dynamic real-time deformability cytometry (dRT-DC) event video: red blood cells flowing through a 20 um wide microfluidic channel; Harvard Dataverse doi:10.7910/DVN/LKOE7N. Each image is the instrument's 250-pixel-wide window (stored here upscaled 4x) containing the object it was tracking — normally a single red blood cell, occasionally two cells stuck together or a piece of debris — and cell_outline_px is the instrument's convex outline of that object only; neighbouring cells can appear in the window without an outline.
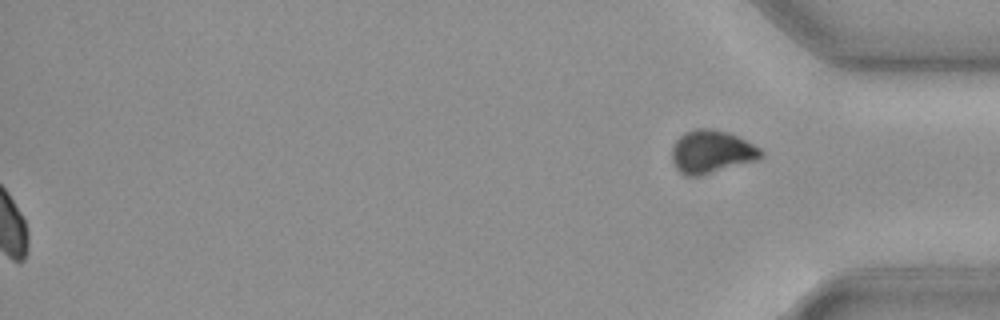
{"species": "common noctule bat (a hibernating species)", "species_latin": "Nyctalus noctula", "temperature_condition": "cold", "stored_images_in_passage": 42, "segment_of_instrument_passage": [2, 2], "camera_frame_rate_fps": 3000, "um_per_image_px": 0.085, "animal": {"sex": "female", "body_mass_g": 19.3, "forearm_length_mm": 54.1}, "frame": {"image": 1, "passage_image": 42, "time_ms": 13.667, "image_size_px": [1000, 320], "cell_outline_px": [[764, 156], [756, 160], [700, 176], [684, 176], [676, 168], [672, 160], [672, 148], [676, 140], [684, 132], [696, 128], [712, 128], [728, 132], [760, 148], [764, 152]], "centroid_in_image_um": [60.46, 12.9], "position_along_channel_um": 374.7, "area_um2": 22.31}}